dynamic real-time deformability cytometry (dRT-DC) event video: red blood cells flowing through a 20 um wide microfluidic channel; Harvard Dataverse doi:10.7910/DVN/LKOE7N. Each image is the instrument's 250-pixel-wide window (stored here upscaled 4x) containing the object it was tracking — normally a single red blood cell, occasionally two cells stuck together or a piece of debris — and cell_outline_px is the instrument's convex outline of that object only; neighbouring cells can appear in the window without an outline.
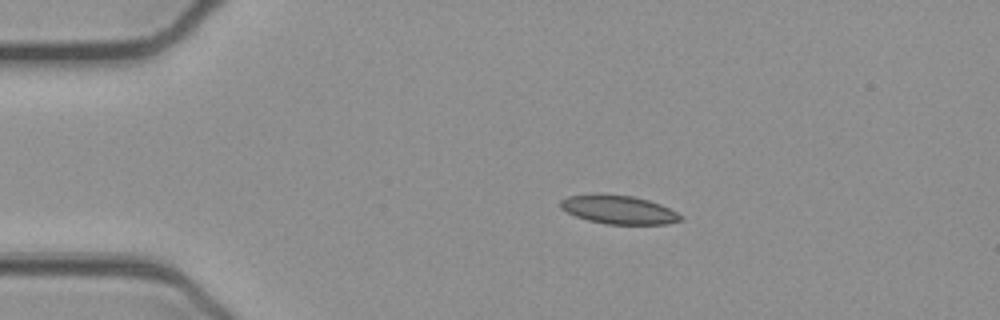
{"species": "common noctule bat (a hibernating species)", "species_latin": "Nyctalus noctula", "temperature_condition": "cold", "stored_images_in_passage": 43, "camera_frame_rate_fps": 3000, "um_per_image_px": 0.085, "animal": {"sex": "female", "body_mass_g": 21.9}, "frame": {"image": 1, "passage_image": 1, "time_ms": 0.0, "image_size_px": [1000, 320], "cell_outline_px": [[684, 220], [668, 224], [608, 224], [588, 220], [576, 216], [560, 208], [560, 200], [568, 196], [632, 196], [648, 200], [660, 204], [684, 216]], "centroid_in_image_um": [52.66, 17.86], "position_along_channel_um": 32.3, "area_um2": 19.36}}
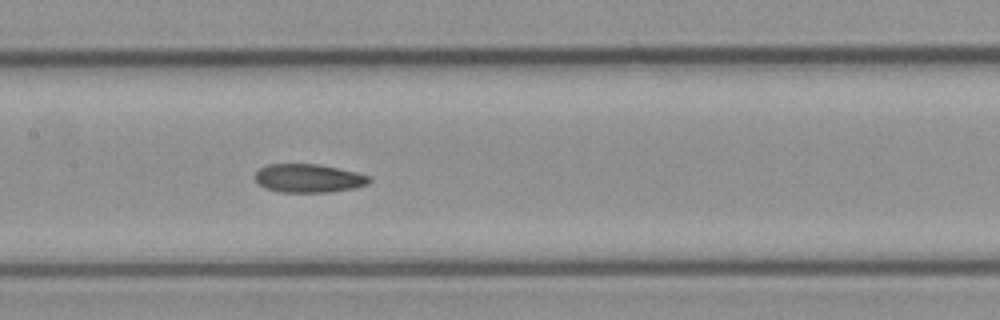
{"frame": {"image": 2, "passage_image": 16, "time_ms": 5.0, "image_size_px": [1000, 320], "cell_outline_px": [[372, 180], [368, 184], [356, 188], [332, 192], [280, 192], [264, 188], [256, 180], [256, 172], [260, 168], [268, 164], [320, 164], [340, 168], [372, 176]], "centroid_in_image_um": [26.29, 15.15], "position_along_channel_um": 181.1, "area_um2": 19.19}}
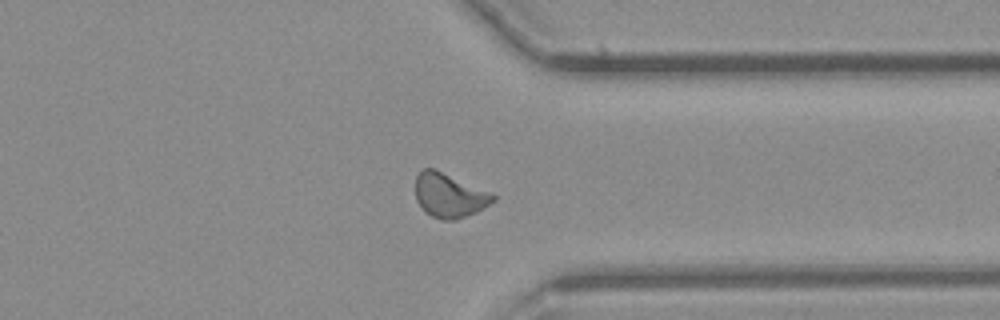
{"frame": {"image": 3, "passage_image": 31, "time_ms": 10.0, "image_size_px": [1000, 320], "cell_outline_px": [[496, 200], [476, 212], [456, 220], [440, 220], [424, 212], [416, 200], [416, 176], [424, 168], [436, 168], [492, 192], [496, 196]], "centroid_in_image_um": [38.2, 16.6], "position_along_channel_um": 373.2, "area_um2": 20.35}, "authors_computed_cell_mechanics": {"area_um2": 19.5364, "velocity_mm_per_s": 3.9, "shape_relaxation_time_tau1_ms": null, "shape_relaxation_time_tau2_ms": 3.3204, "deformation_change_tau1": null, "deformation_change_tau2": 0.0964}}